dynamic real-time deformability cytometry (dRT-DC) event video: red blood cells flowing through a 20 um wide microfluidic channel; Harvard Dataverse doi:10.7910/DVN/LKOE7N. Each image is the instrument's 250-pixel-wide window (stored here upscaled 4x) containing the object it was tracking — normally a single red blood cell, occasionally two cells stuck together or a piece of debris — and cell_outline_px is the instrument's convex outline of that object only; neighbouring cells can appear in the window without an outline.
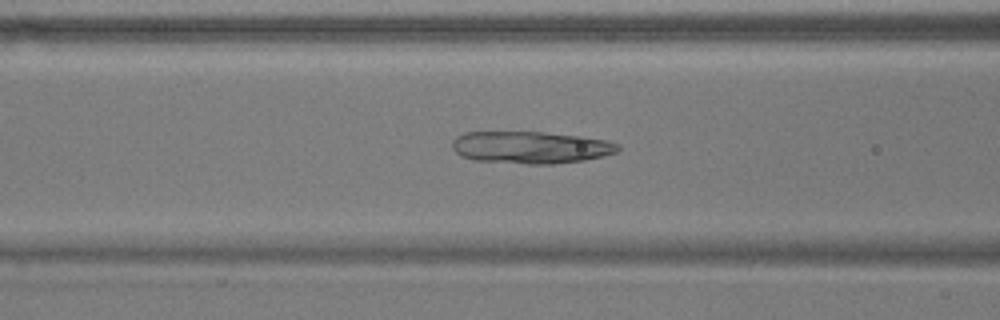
{"species": "common noctule bat (a hibernating species)", "species_latin": "Nyctalus noctula", "temperature_condition": "warm", "stored_images_in_passage": 30, "camera_frame_rate_fps": 3000, "um_per_image_px": 0.085, "animal": {"sex": "male", "body_mass_g": 17.9}, "frame": {"image": 1, "passage_image": 21, "time_ms": 6.667, "image_size_px": [1000, 320], "cell_outline_px": [[620, 148], [616, 152], [604, 156], [584, 160], [552, 164], [528, 164], [476, 160], [460, 156], [452, 148], [452, 140], [456, 136], [464, 132], [544, 132], [580, 136], [608, 140], [620, 144]], "centroid_in_image_um": [45.11, 12.52], "position_along_channel_um": 121.5, "area_um2": 31.21}}
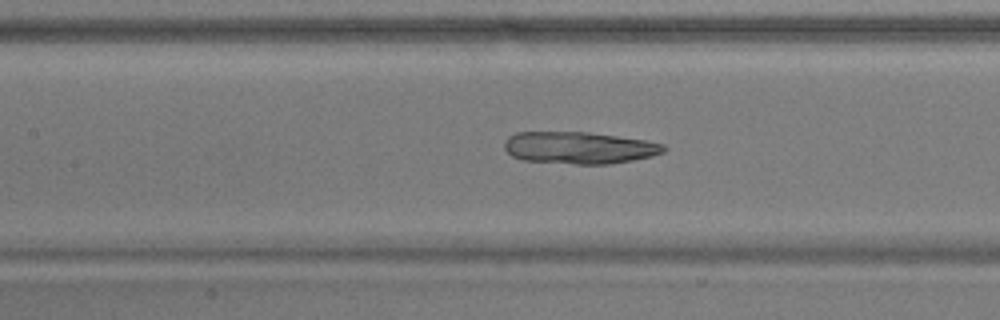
{"frame": {"image": 2, "passage_image": 24, "time_ms": 7.667, "image_size_px": [1000, 320], "cell_outline_px": [[668, 148], [664, 152], [652, 156], [612, 164], [576, 164], [524, 160], [512, 156], [504, 148], [504, 140], [508, 136], [516, 132], [588, 132], [644, 140], [664, 144]], "centroid_in_image_um": [49.22, 12.56], "position_along_channel_um": 158.2, "area_um2": 29.77}}